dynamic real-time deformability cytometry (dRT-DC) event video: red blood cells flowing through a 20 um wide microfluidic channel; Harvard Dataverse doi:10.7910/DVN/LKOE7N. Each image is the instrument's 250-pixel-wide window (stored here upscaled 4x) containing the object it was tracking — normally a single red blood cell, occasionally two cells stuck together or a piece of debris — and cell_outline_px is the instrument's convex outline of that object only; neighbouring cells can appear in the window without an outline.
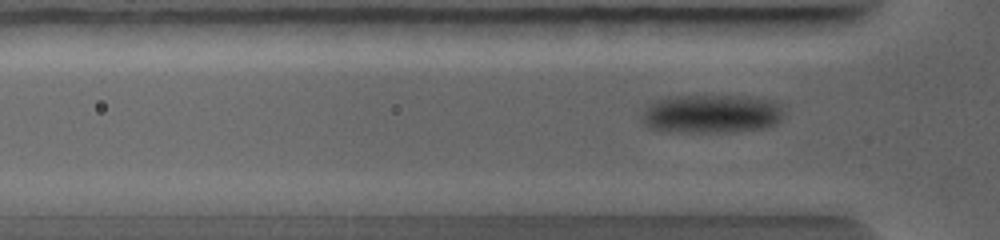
{"species": "common noctule bat (a hibernating species)", "species_latin": "Nyctalus noctula", "temperature_condition": "warm", "stored_images_in_passage": 36, "camera_frame_rate_fps": 5000, "um_per_image_px": 0.085, "animal": {"sex": "female", "body_mass_g": 19.0, "forearm_length_mm": 56.7}, "frame": {"image": 1, "passage_image": 9, "time_ms": 2.0, "image_size_px": [1000, 240], "cell_outline_px": [[784, 112], [780, 120], [764, 128], [732, 132], [668, 132], [648, 128], [644, 124], [640, 116], [656, 100], [668, 96], [748, 96], [772, 100], [780, 104]], "centroid_in_image_um": [60.47, 9.68], "position_along_channel_um": 65.3, "area_um2": 32.19}}
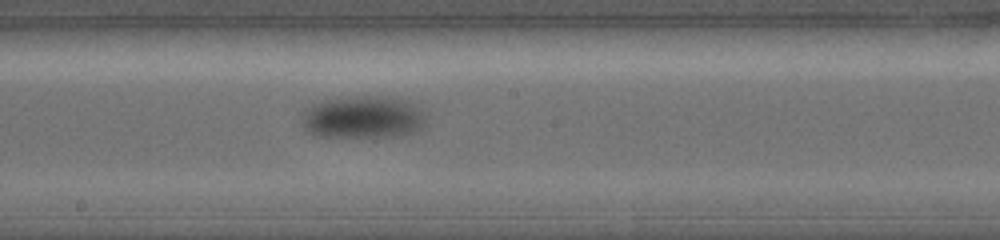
{"frame": {"image": 2, "passage_image": 20, "time_ms": 4.8, "image_size_px": [1000, 240], "cell_outline_px": [[424, 124], [420, 128], [412, 132], [400, 136], [316, 136], [308, 132], [304, 124], [304, 108], [316, 100], [364, 96], [376, 96], [404, 100], [420, 108], [424, 112]], "centroid_in_image_um": [30.82, 9.95], "position_along_channel_um": 217.4, "area_um2": 30.4}}
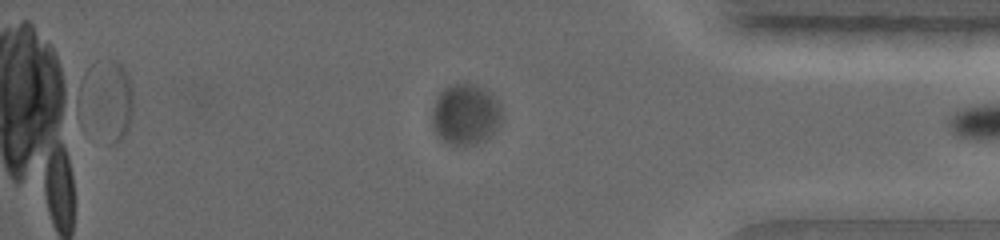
{"frame": {"image": 3, "passage_image": 35, "time_ms": 8.4, "image_size_px": [1000, 240], "cell_outline_px": [[500, 116], [496, 128], [488, 136], [472, 144], [452, 144], [444, 140], [432, 128], [432, 108], [440, 92], [444, 88], [456, 84], [476, 84], [488, 92], [500, 104]], "centroid_in_image_um": [39.52, 9.69], "position_along_channel_um": 395.7, "area_um2": 23.87}}